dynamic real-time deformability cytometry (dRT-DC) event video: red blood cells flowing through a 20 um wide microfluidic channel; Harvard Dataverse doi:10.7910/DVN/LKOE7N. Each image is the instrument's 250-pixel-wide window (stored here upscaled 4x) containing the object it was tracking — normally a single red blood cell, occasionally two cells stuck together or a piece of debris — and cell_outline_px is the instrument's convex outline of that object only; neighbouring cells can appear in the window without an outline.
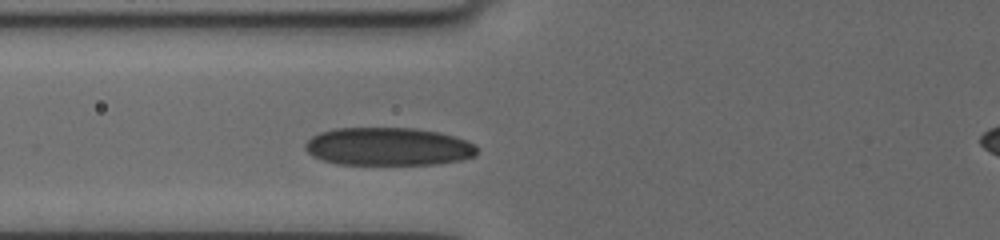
{"species": "human", "species_latin": "Homo sapiens", "temperature_condition": "cold", "stored_images_in_passage": 7, "camera_frame_rate_fps": 3000, "um_per_image_px": 0.085, "donor": {"sex": "female"}, "frame": {"image": 1, "passage_image": 4, "time_ms": 2.667, "image_size_px": [1000, 240], "cell_outline_px": [[480, 152], [476, 156], [464, 160], [436, 164], [336, 164], [312, 156], [304, 148], [304, 144], [312, 136], [320, 132], [336, 128], [412, 128], [440, 132], [456, 136], [472, 144]], "centroid_in_image_um": [33.02, 12.46], "position_along_channel_um": 92.8, "area_um2": 38.26}}
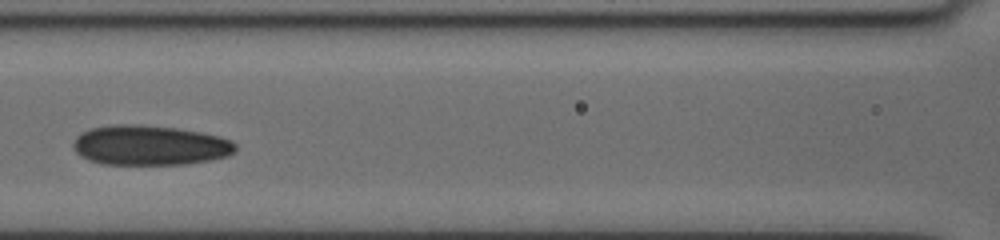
{"frame": {"image": 2, "passage_image": 6, "time_ms": 4.333, "image_size_px": [1000, 240], "cell_outline_px": [[236, 152], [228, 156], [212, 160], [188, 164], [100, 164], [88, 160], [80, 156], [72, 148], [72, 144], [76, 136], [92, 128], [116, 124], [128, 124], [176, 128], [200, 132], [220, 136], [232, 140], [236, 144]], "centroid_in_image_um": [12.75, 12.36], "position_along_channel_um": 153.8, "area_um2": 37.92}}